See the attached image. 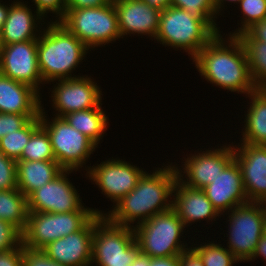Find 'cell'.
Here are the masks:
<instances>
[{"label": "cell", "instance_id": "ac0fdd59", "mask_svg": "<svg viewBox=\"0 0 266 266\" xmlns=\"http://www.w3.org/2000/svg\"><path fill=\"white\" fill-rule=\"evenodd\" d=\"M220 215L248 203L240 167L233 159L222 172L202 189Z\"/></svg>", "mask_w": 266, "mask_h": 266}, {"label": "cell", "instance_id": "d6986e66", "mask_svg": "<svg viewBox=\"0 0 266 266\" xmlns=\"http://www.w3.org/2000/svg\"><path fill=\"white\" fill-rule=\"evenodd\" d=\"M121 37L147 35L155 41L161 10L143 0H113Z\"/></svg>", "mask_w": 266, "mask_h": 266}, {"label": "cell", "instance_id": "4fadbf2b", "mask_svg": "<svg viewBox=\"0 0 266 266\" xmlns=\"http://www.w3.org/2000/svg\"><path fill=\"white\" fill-rule=\"evenodd\" d=\"M77 78L57 80L51 90L52 106L55 110V117L63 118L65 115L80 111L96 108L101 104L102 89L97 86L91 76L77 75Z\"/></svg>", "mask_w": 266, "mask_h": 266}, {"label": "cell", "instance_id": "3957f363", "mask_svg": "<svg viewBox=\"0 0 266 266\" xmlns=\"http://www.w3.org/2000/svg\"><path fill=\"white\" fill-rule=\"evenodd\" d=\"M45 26L37 40L38 66L43 82L54 84L57 80L77 78L72 73L83 62L89 48L59 21H48Z\"/></svg>", "mask_w": 266, "mask_h": 266}, {"label": "cell", "instance_id": "ffe728a7", "mask_svg": "<svg viewBox=\"0 0 266 266\" xmlns=\"http://www.w3.org/2000/svg\"><path fill=\"white\" fill-rule=\"evenodd\" d=\"M172 200V208L185 227L195 222H201V220L213 223L217 217L221 218L202 189L185 186L178 179L174 185Z\"/></svg>", "mask_w": 266, "mask_h": 266}, {"label": "cell", "instance_id": "f1b7e54d", "mask_svg": "<svg viewBox=\"0 0 266 266\" xmlns=\"http://www.w3.org/2000/svg\"><path fill=\"white\" fill-rule=\"evenodd\" d=\"M19 160L26 161H56L51 141L46 130L40 126L30 137Z\"/></svg>", "mask_w": 266, "mask_h": 266}, {"label": "cell", "instance_id": "484cf974", "mask_svg": "<svg viewBox=\"0 0 266 266\" xmlns=\"http://www.w3.org/2000/svg\"><path fill=\"white\" fill-rule=\"evenodd\" d=\"M27 197L17 188L0 191V219L25 230L28 219Z\"/></svg>", "mask_w": 266, "mask_h": 266}, {"label": "cell", "instance_id": "2e32d148", "mask_svg": "<svg viewBox=\"0 0 266 266\" xmlns=\"http://www.w3.org/2000/svg\"><path fill=\"white\" fill-rule=\"evenodd\" d=\"M248 202L266 203V145L233 144Z\"/></svg>", "mask_w": 266, "mask_h": 266}, {"label": "cell", "instance_id": "bcb514c9", "mask_svg": "<svg viewBox=\"0 0 266 266\" xmlns=\"http://www.w3.org/2000/svg\"><path fill=\"white\" fill-rule=\"evenodd\" d=\"M143 1L148 5L156 7L160 10L167 8L171 4V0H143Z\"/></svg>", "mask_w": 266, "mask_h": 266}, {"label": "cell", "instance_id": "ab89813d", "mask_svg": "<svg viewBox=\"0 0 266 266\" xmlns=\"http://www.w3.org/2000/svg\"><path fill=\"white\" fill-rule=\"evenodd\" d=\"M111 0H66V9L102 7Z\"/></svg>", "mask_w": 266, "mask_h": 266}, {"label": "cell", "instance_id": "7402d4cb", "mask_svg": "<svg viewBox=\"0 0 266 266\" xmlns=\"http://www.w3.org/2000/svg\"><path fill=\"white\" fill-rule=\"evenodd\" d=\"M40 95L33 87L0 73V113L40 115Z\"/></svg>", "mask_w": 266, "mask_h": 266}, {"label": "cell", "instance_id": "7c38bea8", "mask_svg": "<svg viewBox=\"0 0 266 266\" xmlns=\"http://www.w3.org/2000/svg\"><path fill=\"white\" fill-rule=\"evenodd\" d=\"M87 167L86 176L102 190L106 198H110L113 206L136 187L145 172L125 160L113 157Z\"/></svg>", "mask_w": 266, "mask_h": 266}, {"label": "cell", "instance_id": "5bb4252c", "mask_svg": "<svg viewBox=\"0 0 266 266\" xmlns=\"http://www.w3.org/2000/svg\"><path fill=\"white\" fill-rule=\"evenodd\" d=\"M64 170L53 181L34 190L28 197L29 212L62 213L79 210L83 206L79 191L70 182V173Z\"/></svg>", "mask_w": 266, "mask_h": 266}, {"label": "cell", "instance_id": "277c9868", "mask_svg": "<svg viewBox=\"0 0 266 266\" xmlns=\"http://www.w3.org/2000/svg\"><path fill=\"white\" fill-rule=\"evenodd\" d=\"M216 35L203 19L184 9L168 6L161 10L155 40L165 47L183 50L193 59Z\"/></svg>", "mask_w": 266, "mask_h": 266}, {"label": "cell", "instance_id": "7dc6e473", "mask_svg": "<svg viewBox=\"0 0 266 266\" xmlns=\"http://www.w3.org/2000/svg\"><path fill=\"white\" fill-rule=\"evenodd\" d=\"M3 1L0 0V30L2 29V26L4 25V22L6 21L8 10L10 8V3L5 5L1 3Z\"/></svg>", "mask_w": 266, "mask_h": 266}, {"label": "cell", "instance_id": "7a4b0ae2", "mask_svg": "<svg viewBox=\"0 0 266 266\" xmlns=\"http://www.w3.org/2000/svg\"><path fill=\"white\" fill-rule=\"evenodd\" d=\"M227 36L222 38L218 33L191 60L210 84L248 96L257 86L251 78L245 48L238 36Z\"/></svg>", "mask_w": 266, "mask_h": 266}, {"label": "cell", "instance_id": "603a6c76", "mask_svg": "<svg viewBox=\"0 0 266 266\" xmlns=\"http://www.w3.org/2000/svg\"><path fill=\"white\" fill-rule=\"evenodd\" d=\"M64 169L56 161H17V186L28 197L34 190L53 181Z\"/></svg>", "mask_w": 266, "mask_h": 266}, {"label": "cell", "instance_id": "60d3db41", "mask_svg": "<svg viewBox=\"0 0 266 266\" xmlns=\"http://www.w3.org/2000/svg\"><path fill=\"white\" fill-rule=\"evenodd\" d=\"M180 266H204L200 256L190 247L180 254Z\"/></svg>", "mask_w": 266, "mask_h": 266}, {"label": "cell", "instance_id": "7bdbcfd3", "mask_svg": "<svg viewBox=\"0 0 266 266\" xmlns=\"http://www.w3.org/2000/svg\"><path fill=\"white\" fill-rule=\"evenodd\" d=\"M257 257H263L266 261V234H263L258 241L254 254L249 261L258 259Z\"/></svg>", "mask_w": 266, "mask_h": 266}, {"label": "cell", "instance_id": "f546056e", "mask_svg": "<svg viewBox=\"0 0 266 266\" xmlns=\"http://www.w3.org/2000/svg\"><path fill=\"white\" fill-rule=\"evenodd\" d=\"M204 243L197 244V246L194 244L195 247L191 245V248L202 259L204 266H233L239 262L224 245L214 243V241Z\"/></svg>", "mask_w": 266, "mask_h": 266}, {"label": "cell", "instance_id": "9a60e30c", "mask_svg": "<svg viewBox=\"0 0 266 266\" xmlns=\"http://www.w3.org/2000/svg\"><path fill=\"white\" fill-rule=\"evenodd\" d=\"M0 73L33 87L40 93L45 84L38 66L37 40L3 45L0 53Z\"/></svg>", "mask_w": 266, "mask_h": 266}, {"label": "cell", "instance_id": "e575fe53", "mask_svg": "<svg viewBox=\"0 0 266 266\" xmlns=\"http://www.w3.org/2000/svg\"><path fill=\"white\" fill-rule=\"evenodd\" d=\"M39 116L0 113V139L9 133L20 130L29 120Z\"/></svg>", "mask_w": 266, "mask_h": 266}, {"label": "cell", "instance_id": "5b68a950", "mask_svg": "<svg viewBox=\"0 0 266 266\" xmlns=\"http://www.w3.org/2000/svg\"><path fill=\"white\" fill-rule=\"evenodd\" d=\"M59 22L91 50L122 38L113 0L102 7L66 9Z\"/></svg>", "mask_w": 266, "mask_h": 266}, {"label": "cell", "instance_id": "ba28073f", "mask_svg": "<svg viewBox=\"0 0 266 266\" xmlns=\"http://www.w3.org/2000/svg\"><path fill=\"white\" fill-rule=\"evenodd\" d=\"M44 106L41 105L40 125L49 135L52 151L56 162L64 170L78 171L95 152L97 146L84 134L73 128L64 118L47 117ZM48 118V119H47Z\"/></svg>", "mask_w": 266, "mask_h": 266}, {"label": "cell", "instance_id": "d590c367", "mask_svg": "<svg viewBox=\"0 0 266 266\" xmlns=\"http://www.w3.org/2000/svg\"><path fill=\"white\" fill-rule=\"evenodd\" d=\"M22 266H65L50 259L42 249L26 248L22 244Z\"/></svg>", "mask_w": 266, "mask_h": 266}, {"label": "cell", "instance_id": "d4e9b609", "mask_svg": "<svg viewBox=\"0 0 266 266\" xmlns=\"http://www.w3.org/2000/svg\"><path fill=\"white\" fill-rule=\"evenodd\" d=\"M102 103L96 108L80 110L69 113L63 118L76 130L88 137L97 147L103 138L109 123L108 116L101 107Z\"/></svg>", "mask_w": 266, "mask_h": 266}, {"label": "cell", "instance_id": "f35d334b", "mask_svg": "<svg viewBox=\"0 0 266 266\" xmlns=\"http://www.w3.org/2000/svg\"><path fill=\"white\" fill-rule=\"evenodd\" d=\"M254 41L266 43V17L245 31Z\"/></svg>", "mask_w": 266, "mask_h": 266}, {"label": "cell", "instance_id": "b9f144b4", "mask_svg": "<svg viewBox=\"0 0 266 266\" xmlns=\"http://www.w3.org/2000/svg\"><path fill=\"white\" fill-rule=\"evenodd\" d=\"M150 266H180V255L168 257H150Z\"/></svg>", "mask_w": 266, "mask_h": 266}, {"label": "cell", "instance_id": "4dcf8cb0", "mask_svg": "<svg viewBox=\"0 0 266 266\" xmlns=\"http://www.w3.org/2000/svg\"><path fill=\"white\" fill-rule=\"evenodd\" d=\"M170 6L184 9L203 19L217 34L220 33V27L215 22L217 16L212 0H171Z\"/></svg>", "mask_w": 266, "mask_h": 266}, {"label": "cell", "instance_id": "8d00e7d4", "mask_svg": "<svg viewBox=\"0 0 266 266\" xmlns=\"http://www.w3.org/2000/svg\"><path fill=\"white\" fill-rule=\"evenodd\" d=\"M36 11L46 18L48 13L56 15L55 21H59L66 11V0H32Z\"/></svg>", "mask_w": 266, "mask_h": 266}, {"label": "cell", "instance_id": "83f0119b", "mask_svg": "<svg viewBox=\"0 0 266 266\" xmlns=\"http://www.w3.org/2000/svg\"><path fill=\"white\" fill-rule=\"evenodd\" d=\"M40 116L29 120L20 130L7 134L0 139V152L16 162L22 156L24 147L31 135L40 127Z\"/></svg>", "mask_w": 266, "mask_h": 266}, {"label": "cell", "instance_id": "52a82bcc", "mask_svg": "<svg viewBox=\"0 0 266 266\" xmlns=\"http://www.w3.org/2000/svg\"><path fill=\"white\" fill-rule=\"evenodd\" d=\"M184 228L182 220L171 208L133 229L139 251L155 258L180 255L191 247L187 246L186 241H181L183 237L180 236L185 233Z\"/></svg>", "mask_w": 266, "mask_h": 266}, {"label": "cell", "instance_id": "9c48e42d", "mask_svg": "<svg viewBox=\"0 0 266 266\" xmlns=\"http://www.w3.org/2000/svg\"><path fill=\"white\" fill-rule=\"evenodd\" d=\"M139 252L134 229L103 216L94 226L91 266H130Z\"/></svg>", "mask_w": 266, "mask_h": 266}, {"label": "cell", "instance_id": "681fc988", "mask_svg": "<svg viewBox=\"0 0 266 266\" xmlns=\"http://www.w3.org/2000/svg\"><path fill=\"white\" fill-rule=\"evenodd\" d=\"M3 48L2 38H1V30H0V53Z\"/></svg>", "mask_w": 266, "mask_h": 266}, {"label": "cell", "instance_id": "44dd1931", "mask_svg": "<svg viewBox=\"0 0 266 266\" xmlns=\"http://www.w3.org/2000/svg\"><path fill=\"white\" fill-rule=\"evenodd\" d=\"M11 3L6 21L1 29L3 45L38 40L43 30L41 25L46 23L44 22L45 18L37 11L33 13V10L24 1L15 0Z\"/></svg>", "mask_w": 266, "mask_h": 266}, {"label": "cell", "instance_id": "1f68e13d", "mask_svg": "<svg viewBox=\"0 0 266 266\" xmlns=\"http://www.w3.org/2000/svg\"><path fill=\"white\" fill-rule=\"evenodd\" d=\"M241 9V26L230 32L229 36H239L245 32L254 23L266 17V0H241L239 2Z\"/></svg>", "mask_w": 266, "mask_h": 266}, {"label": "cell", "instance_id": "ee69618b", "mask_svg": "<svg viewBox=\"0 0 266 266\" xmlns=\"http://www.w3.org/2000/svg\"><path fill=\"white\" fill-rule=\"evenodd\" d=\"M130 266H150V256L139 251Z\"/></svg>", "mask_w": 266, "mask_h": 266}, {"label": "cell", "instance_id": "836d02e7", "mask_svg": "<svg viewBox=\"0 0 266 266\" xmlns=\"http://www.w3.org/2000/svg\"><path fill=\"white\" fill-rule=\"evenodd\" d=\"M17 162L0 152V191L17 189Z\"/></svg>", "mask_w": 266, "mask_h": 266}, {"label": "cell", "instance_id": "d6a6232c", "mask_svg": "<svg viewBox=\"0 0 266 266\" xmlns=\"http://www.w3.org/2000/svg\"><path fill=\"white\" fill-rule=\"evenodd\" d=\"M23 244L22 231L12 223L0 219V252Z\"/></svg>", "mask_w": 266, "mask_h": 266}, {"label": "cell", "instance_id": "30bf717a", "mask_svg": "<svg viewBox=\"0 0 266 266\" xmlns=\"http://www.w3.org/2000/svg\"><path fill=\"white\" fill-rule=\"evenodd\" d=\"M265 210L266 203L248 202L224 213L229 219L227 249L240 262H249L264 234Z\"/></svg>", "mask_w": 266, "mask_h": 266}, {"label": "cell", "instance_id": "c3c4849f", "mask_svg": "<svg viewBox=\"0 0 266 266\" xmlns=\"http://www.w3.org/2000/svg\"><path fill=\"white\" fill-rule=\"evenodd\" d=\"M264 234H266V210L264 215Z\"/></svg>", "mask_w": 266, "mask_h": 266}, {"label": "cell", "instance_id": "8992f818", "mask_svg": "<svg viewBox=\"0 0 266 266\" xmlns=\"http://www.w3.org/2000/svg\"><path fill=\"white\" fill-rule=\"evenodd\" d=\"M96 214L104 216L97 208L84 207L62 213L29 212L23 233V246L43 249L50 242L82 229Z\"/></svg>", "mask_w": 266, "mask_h": 266}, {"label": "cell", "instance_id": "f6af8a7d", "mask_svg": "<svg viewBox=\"0 0 266 266\" xmlns=\"http://www.w3.org/2000/svg\"><path fill=\"white\" fill-rule=\"evenodd\" d=\"M213 1V6H214V9L216 11V15L219 16V15H222V14H219L221 13V11L224 9V4H226V2H230V3H234L235 5L239 4V2L241 0H212Z\"/></svg>", "mask_w": 266, "mask_h": 266}, {"label": "cell", "instance_id": "cb8c5ba5", "mask_svg": "<svg viewBox=\"0 0 266 266\" xmlns=\"http://www.w3.org/2000/svg\"><path fill=\"white\" fill-rule=\"evenodd\" d=\"M247 98L250 105L244 116L240 143L266 145V88H257Z\"/></svg>", "mask_w": 266, "mask_h": 266}, {"label": "cell", "instance_id": "e0dca14e", "mask_svg": "<svg viewBox=\"0 0 266 266\" xmlns=\"http://www.w3.org/2000/svg\"><path fill=\"white\" fill-rule=\"evenodd\" d=\"M102 217L96 214L82 229L50 242L42 250L65 266H91L93 230Z\"/></svg>", "mask_w": 266, "mask_h": 266}, {"label": "cell", "instance_id": "6da1fadb", "mask_svg": "<svg viewBox=\"0 0 266 266\" xmlns=\"http://www.w3.org/2000/svg\"><path fill=\"white\" fill-rule=\"evenodd\" d=\"M172 164L174 163L171 162L168 166L166 164L150 173L145 171L136 187L112 206L110 211L105 212L104 216L113 224L134 228L153 216L170 210L177 180L175 164Z\"/></svg>", "mask_w": 266, "mask_h": 266}, {"label": "cell", "instance_id": "4316f807", "mask_svg": "<svg viewBox=\"0 0 266 266\" xmlns=\"http://www.w3.org/2000/svg\"><path fill=\"white\" fill-rule=\"evenodd\" d=\"M238 38L245 48L254 84L257 88H266V43L254 41L246 32Z\"/></svg>", "mask_w": 266, "mask_h": 266}, {"label": "cell", "instance_id": "74e56055", "mask_svg": "<svg viewBox=\"0 0 266 266\" xmlns=\"http://www.w3.org/2000/svg\"><path fill=\"white\" fill-rule=\"evenodd\" d=\"M0 266H22V245L0 252Z\"/></svg>", "mask_w": 266, "mask_h": 266}, {"label": "cell", "instance_id": "8fae6325", "mask_svg": "<svg viewBox=\"0 0 266 266\" xmlns=\"http://www.w3.org/2000/svg\"><path fill=\"white\" fill-rule=\"evenodd\" d=\"M218 147V148H217ZM211 147L205 151L186 155L183 165H175L177 179L185 186L194 189H203L224 170V168L234 159L233 142L223 146ZM210 149V150H209ZM183 170H181L180 169Z\"/></svg>", "mask_w": 266, "mask_h": 266}]
</instances>
